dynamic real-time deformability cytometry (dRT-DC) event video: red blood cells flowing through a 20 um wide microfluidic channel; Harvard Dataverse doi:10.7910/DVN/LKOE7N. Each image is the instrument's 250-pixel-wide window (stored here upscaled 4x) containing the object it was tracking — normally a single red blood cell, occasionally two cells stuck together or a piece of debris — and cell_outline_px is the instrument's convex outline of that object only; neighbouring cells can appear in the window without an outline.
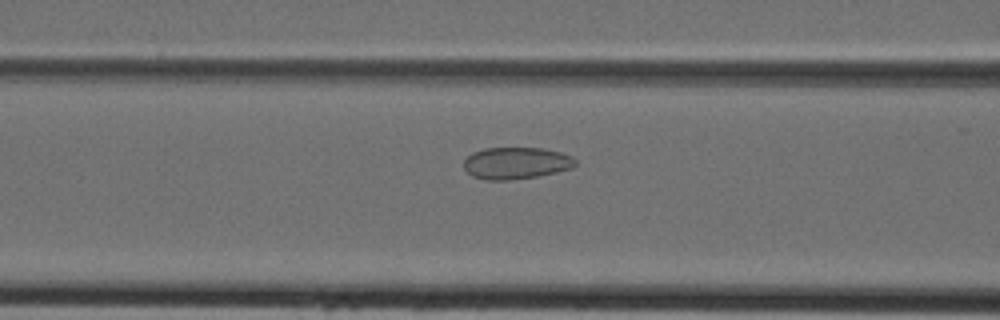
{"species": "Egyptian fruit bat (a non-hibernating species)", "species_latin": "Rousettus aegyptiacus", "temperature_condition": "cold", "stored_images_in_passage": 32, "camera_frame_rate_fps": 3000, "um_per_image_px": 0.085, "animal": {"sex": "female"}, "frame": {"image": 1, "passage_image": 6, "time_ms": 1.667, "image_size_px": [1000, 320], "cell_outline_px": [[576, 164], [572, 168], [556, 172], [536, 176], [512, 180], [484, 180], [472, 176], [464, 168], [464, 160], [472, 152], [484, 148], [540, 148], [560, 152], [572, 156], [576, 160]], "centroid_in_image_um": [43.85, 13.86], "position_along_channel_um": 122.7, "area_um2": 20.75}}
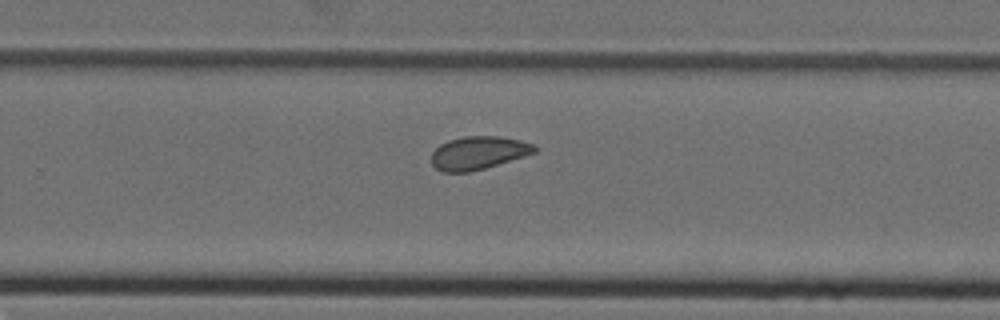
{"frame": {"image": 2, "passage_image": 17, "time_ms": 5.333, "image_size_px": [1000, 320], "cell_outline_px": [[536, 152], [524, 156], [484, 168], [468, 172], [444, 172], [436, 168], [432, 164], [432, 152], [440, 144], [448, 140], [464, 136], [500, 136], [520, 140], [532, 144], [536, 148]], "centroid_in_image_um": [40.64, 12.98], "position_along_channel_um": 289.2, "area_um2": 19.71}}
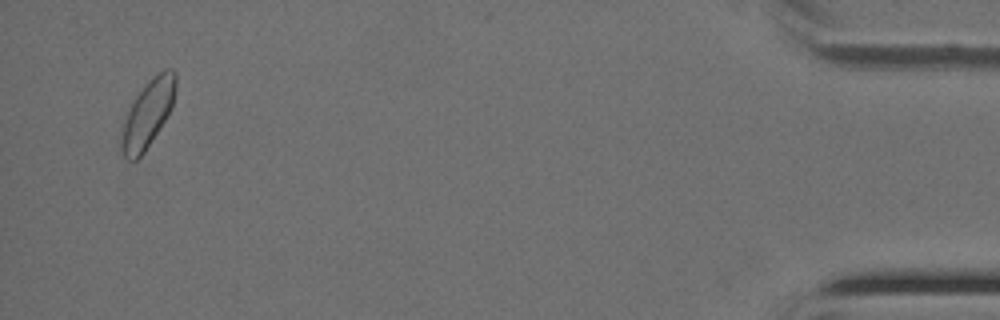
{"frame": {"image": 3, "passage_image": 31, "time_ms": 10.0, "image_size_px": [1000, 320], "cell_outline_px": [[176, 88], [172, 108], [144, 152], [136, 160], [124, 160], [120, 152], [120, 128], [136, 96], [152, 76], [164, 68], [172, 68], [176, 72]], "centroid_in_image_um": [12.54, 9.68], "position_along_channel_um": 422.7, "area_um2": 21.44}}